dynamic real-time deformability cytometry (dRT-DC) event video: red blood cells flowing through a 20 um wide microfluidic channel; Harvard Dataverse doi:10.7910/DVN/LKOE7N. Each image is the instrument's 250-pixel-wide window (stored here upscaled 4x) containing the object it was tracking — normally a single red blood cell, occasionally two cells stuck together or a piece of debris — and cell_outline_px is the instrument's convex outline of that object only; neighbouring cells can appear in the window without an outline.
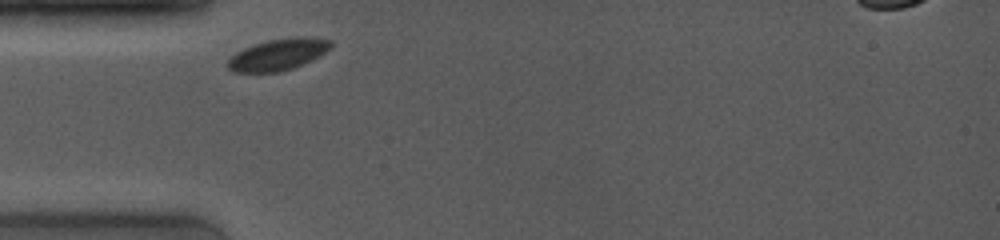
{"species": "common noctule bat (a hibernating species)", "species_latin": "Nyctalus noctula", "temperature_condition": "room temperature", "stored_images_in_passage": 16, "camera_frame_rate_fps": 4000, "um_per_image_px": 0.085, "animal": {"sex": "female", "body_mass_g": 19.0, "forearm_length_mm": 53.3}, "frame": {"image": 1, "passage_image": 1, "time_ms": 0.0, "image_size_px": [1000, 240], "cell_outline_px": [[332, 48], [292, 68], [276, 72], [232, 72], [228, 68], [228, 60], [236, 52], [244, 48], [268, 40], [300, 36], [304, 36], [332, 40]], "centroid_in_image_um": [23.62, 4.62], "position_along_channel_um": 61.4, "area_um2": 18.5}}
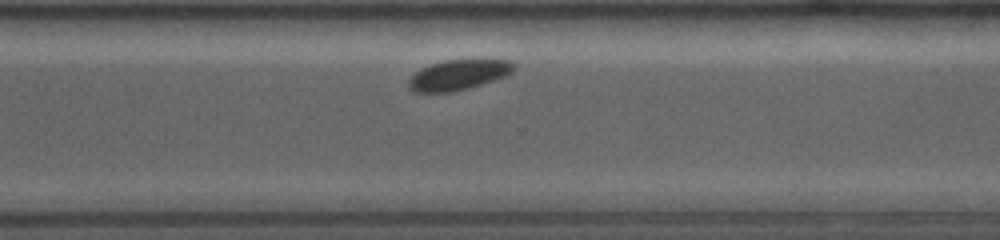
{"frame": {"image": 2, "passage_image": 14, "time_ms": 7.25, "image_size_px": [1000, 240], "cell_outline_px": [[516, 68], [512, 72], [504, 76], [468, 88], [452, 92], [412, 92], [408, 88], [408, 80], [416, 72], [432, 64], [444, 60], [508, 60], [516, 64]], "centroid_in_image_um": [38.95, 6.37], "position_along_channel_um": 331.6, "area_um2": 18.26}}
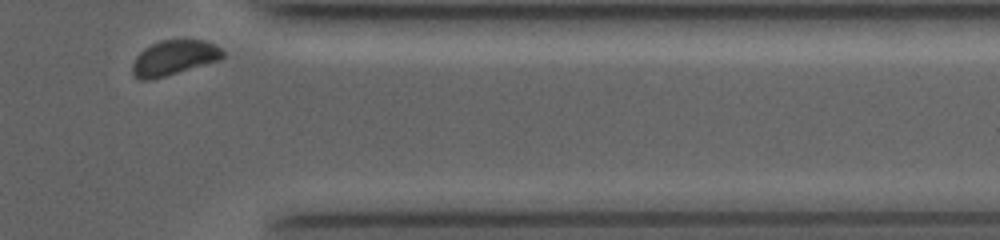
{"frame": {"image": 3, "passage_image": 16, "time_ms": 9.0, "image_size_px": [1000, 240], "cell_outline_px": [[224, 56], [220, 60], [152, 80], [140, 80], [132, 72], [132, 64], [136, 56], [144, 48], [160, 40], [204, 40], [220, 48], [224, 52]], "centroid_in_image_um": [14.77, 4.92], "position_along_channel_um": 396.6, "area_um2": 18.32}}